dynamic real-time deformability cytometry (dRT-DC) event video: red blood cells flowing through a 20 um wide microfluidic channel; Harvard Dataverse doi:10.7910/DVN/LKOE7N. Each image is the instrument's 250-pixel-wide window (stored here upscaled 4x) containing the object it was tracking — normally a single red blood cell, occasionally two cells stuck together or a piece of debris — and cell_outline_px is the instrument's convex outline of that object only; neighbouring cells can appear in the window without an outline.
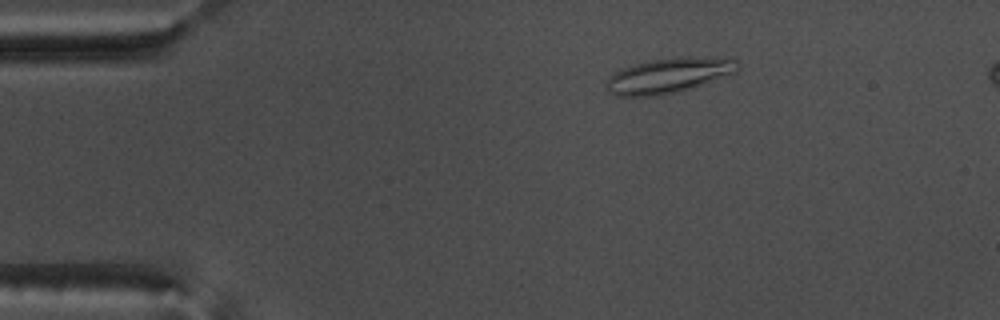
{"species": "common noctule bat (a hibernating species)", "species_latin": "Nyctalus noctula", "temperature_condition": "warm", "stored_images_in_passage": 48, "camera_frame_rate_fps": 3000, "um_per_image_px": 0.085, "animal": {"sex": "male", "body_mass_g": 17.5, "forearm_length_mm": 52.3}, "frame": {"image": 1, "passage_image": 4, "time_ms": 1.0, "image_size_px": [1000, 320], "cell_outline_px": [[736, 72], [688, 88], [656, 96], [616, 96], [608, 92], [604, 88], [604, 84], [608, 76], [620, 68], [652, 60], [736, 60]], "centroid_in_image_um": [56.57, 6.5], "position_along_channel_um": 28.4, "area_um2": 25.03}}
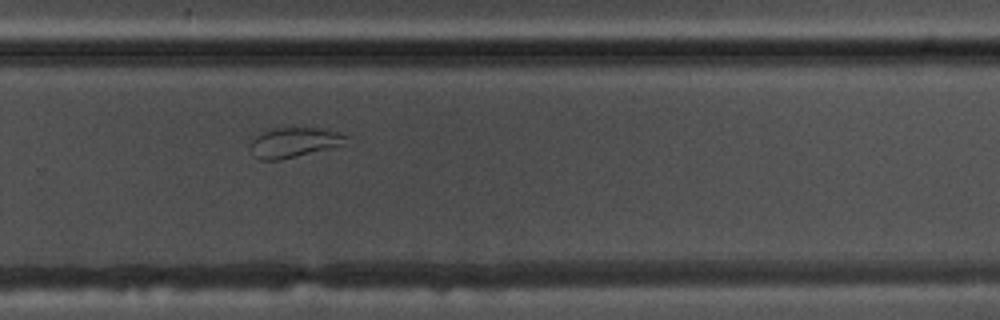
{"frame": {"image": 2, "passage_image": 31, "time_ms": 10.0, "image_size_px": [1000, 320], "cell_outline_px": [[352, 136], [344, 144], [332, 148], [280, 160], [260, 160], [252, 156], [252, 140], [260, 132], [272, 128], [320, 128], [340, 132]], "centroid_in_image_um": [25.04, 12.1], "position_along_channel_um": 304.8, "area_um2": 16.94}}
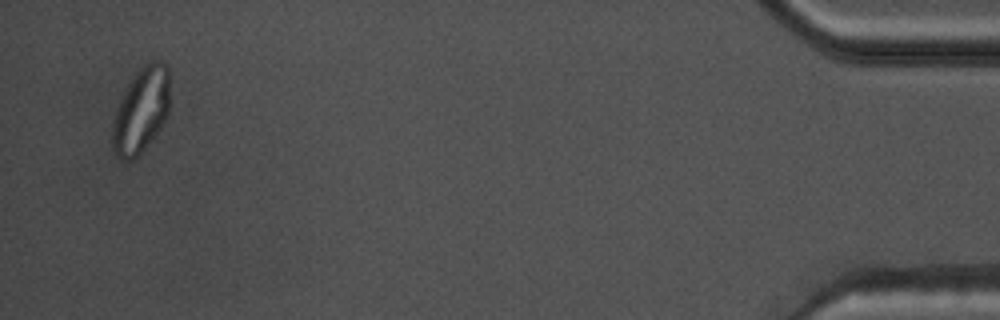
{"frame": {"image": 3, "passage_image": 47, "time_ms": 15.333, "image_size_px": [1000, 320], "cell_outline_px": [[168, 112], [160, 128], [140, 152], [132, 160], [120, 160], [116, 156], [112, 148], [112, 124], [116, 108], [132, 76], [148, 60], [160, 60], [168, 68]], "centroid_in_image_um": [11.96, 9.36], "position_along_channel_um": 423.2, "area_um2": 28.26}, "authors_computed_cell_mechanics": {"area_um2": 22.8599, "velocity_mm_per_s": 3.7629, "shape_relaxation_time_tau1_ms": null, "shape_relaxation_time_tau2_ms": 1.5468, "deformation_change_tau1": null, "deformation_change_tau2": 0.0724}}